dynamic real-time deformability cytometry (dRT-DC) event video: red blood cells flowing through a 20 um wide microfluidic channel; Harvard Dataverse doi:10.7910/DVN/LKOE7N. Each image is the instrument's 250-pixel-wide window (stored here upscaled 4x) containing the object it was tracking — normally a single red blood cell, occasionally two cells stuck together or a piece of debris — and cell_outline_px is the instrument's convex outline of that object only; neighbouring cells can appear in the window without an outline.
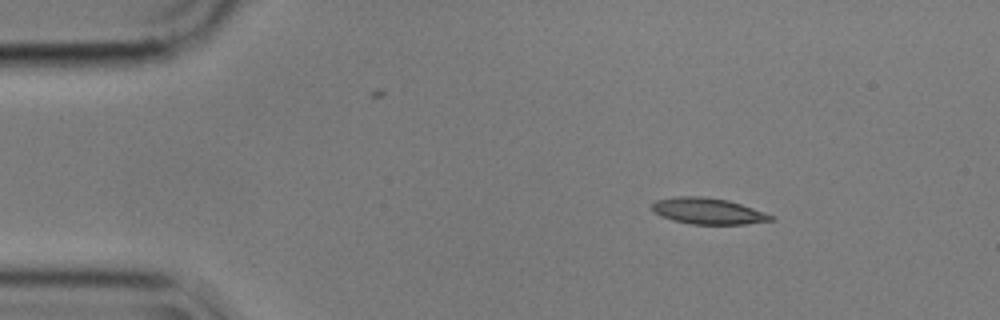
{"species": "common noctule bat (a hibernating species)", "species_latin": "Nyctalus noctula", "temperature_condition": "cold", "stored_images_in_passage": 48, "camera_frame_rate_fps": 3000, "um_per_image_px": 0.085, "animal": {"sex": "male", "body_mass_g": 17.9}, "frame": {"image": 1, "passage_image": 1, "time_ms": 0.0, "image_size_px": [1000, 320], "cell_outline_px": [[776, 220], [744, 224], [692, 224], [672, 220], [660, 216], [652, 208], [652, 204], [656, 200], [676, 196], [704, 196], [728, 200], [776, 216]], "centroid_in_image_um": [60.2, 17.94], "position_along_channel_um": 24.8, "area_um2": 18.15}}
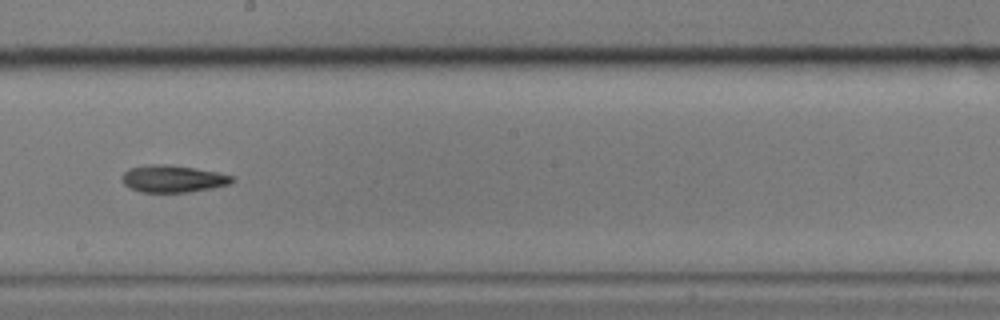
{"frame": {"image": 2, "passage_image": 24, "time_ms": 7.667, "image_size_px": [1000, 320], "cell_outline_px": [[236, 180], [232, 184], [212, 188], [188, 192], [140, 192], [128, 188], [124, 184], [124, 172], [128, 168], [148, 164], [164, 164], [192, 168], [216, 172], [232, 176]], "centroid_in_image_um": [14.7, 15.2], "position_along_channel_um": 233.5, "area_um2": 17.34}}
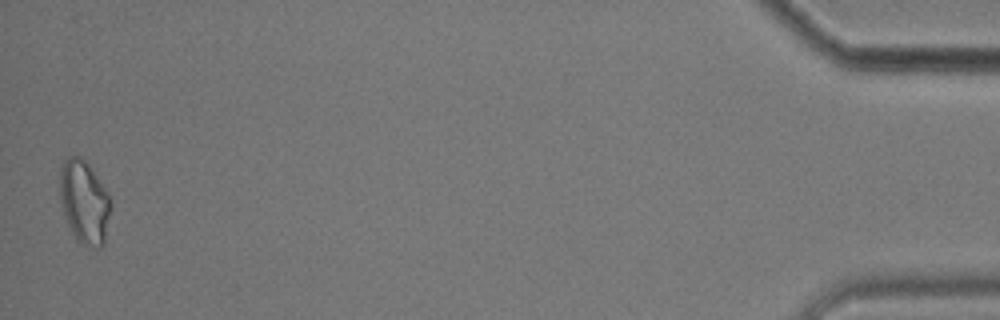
{"frame": {"image": 3, "passage_image": 48, "time_ms": 15.667, "image_size_px": [1000, 320], "cell_outline_px": [[112, 208], [104, 244], [100, 248], [96, 248], [84, 244], [76, 240], [68, 224], [64, 212], [60, 196], [60, 168], [64, 160], [68, 156], [80, 156], [88, 164], [108, 192], [112, 204]], "centroid_in_image_um": [7.19, 17.17], "position_along_channel_um": 428.0, "area_um2": 24.74}, "authors_computed_cell_mechanics": {"area_um2": 18.1492, "velocity_mm_per_s": 3.5581, "shape_relaxation_time_tau1_ms": 4.7585, "shape_relaxation_time_tau2_ms": 5.3414, "deformation_change_tau1": 0.1168, "deformation_change_tau2": 0.1373}}